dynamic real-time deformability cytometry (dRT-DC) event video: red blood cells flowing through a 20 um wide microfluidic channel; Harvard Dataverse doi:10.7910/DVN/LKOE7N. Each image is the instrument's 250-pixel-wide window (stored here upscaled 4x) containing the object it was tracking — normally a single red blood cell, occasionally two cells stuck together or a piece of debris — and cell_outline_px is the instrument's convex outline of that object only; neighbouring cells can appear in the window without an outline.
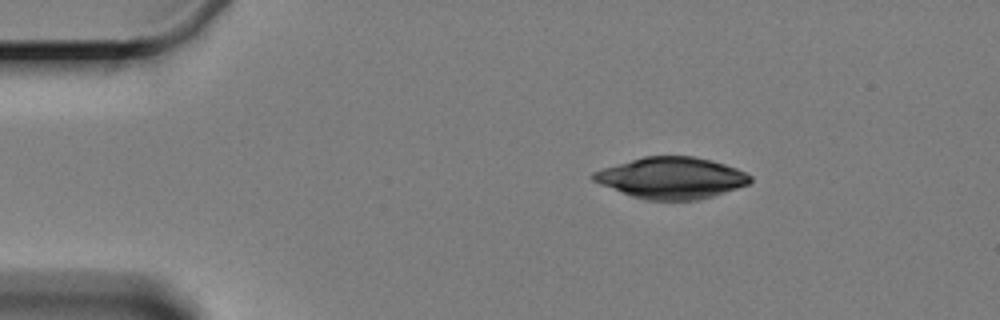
{"species": "Egyptian fruit bat (a non-hibernating species)", "species_latin": "Rousettus aegyptiacus", "temperature_condition": "cold", "stored_images_in_passage": 4, "camera_frame_rate_fps": 3000, "um_per_image_px": 0.085, "animal": {"sex": "female"}, "frame": {"image": 1, "passage_image": 2, "time_ms": 1.333, "image_size_px": [1000, 320], "cell_outline_px": [[752, 180], [748, 184], [712, 196], [696, 200], [644, 200], [632, 196], [600, 184], [592, 180], [592, 172], [604, 168], [644, 156], [696, 156], [712, 160], [736, 168], [752, 176]], "centroid_in_image_um": [57.08, 15.12], "position_along_channel_um": 27.9, "area_um2": 37.57}}